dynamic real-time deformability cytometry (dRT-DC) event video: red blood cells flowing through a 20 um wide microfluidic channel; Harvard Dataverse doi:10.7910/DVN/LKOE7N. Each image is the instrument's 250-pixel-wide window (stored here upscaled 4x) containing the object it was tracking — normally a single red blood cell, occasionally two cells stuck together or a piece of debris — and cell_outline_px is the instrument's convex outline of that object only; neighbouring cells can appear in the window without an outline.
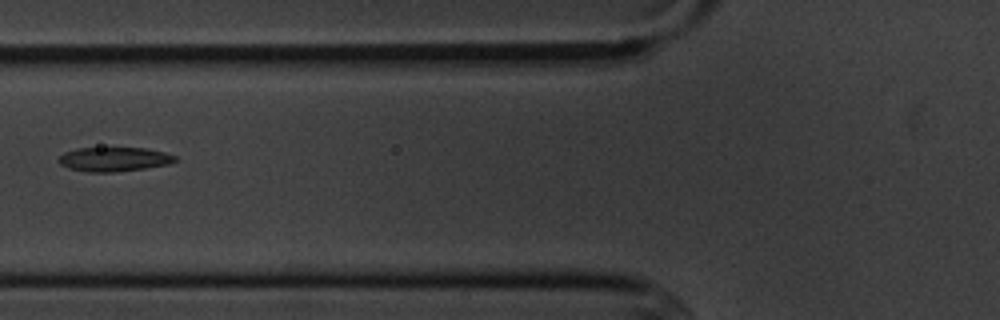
{"species": "common noctule bat (a hibernating species)", "species_latin": "Nyctalus noctula", "temperature_condition": "cold", "stored_images_in_passage": 16, "segment_of_instrument_passage": [1, 2], "camera_frame_rate_fps": 3000, "um_per_image_px": 0.085, "animal": {"sex": "male", "body_mass_g": 20.1, "forearm_length_mm": 53.5}, "frame": {"image": 1, "passage_image": 6, "time_ms": 6.667, "image_size_px": [1000, 320], "cell_outline_px": [[176, 160], [168, 164], [144, 168], [112, 172], [88, 172], [68, 168], [60, 164], [56, 160], [64, 152], [76, 148], [148, 148], [164, 152], [176, 156]], "centroid_in_image_um": [9.65, 13.53], "position_along_channel_um": 116.1, "area_um2": 16.42}}
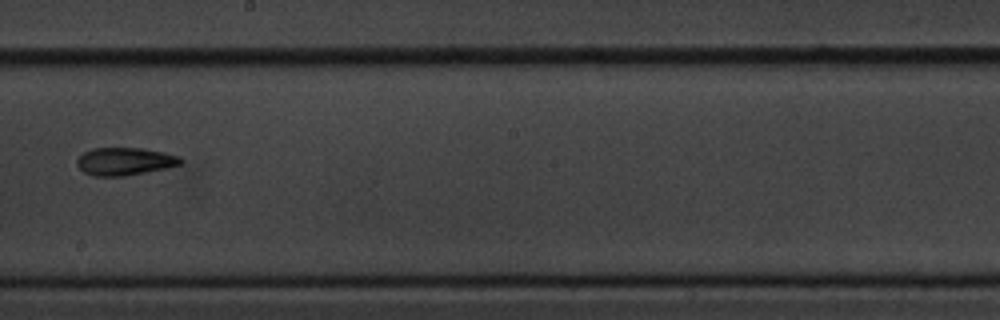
{"frame": {"image": 2, "passage_image": 9, "time_ms": 10.0, "image_size_px": [1000, 320], "cell_outline_px": [[184, 160], [180, 164], [168, 168], [124, 176], [96, 176], [84, 172], [76, 164], [76, 160], [84, 152], [92, 148], [144, 148], [164, 152], [180, 156]], "centroid_in_image_um": [10.63, 13.71], "position_along_channel_um": 237.6, "area_um2": 16.82}}
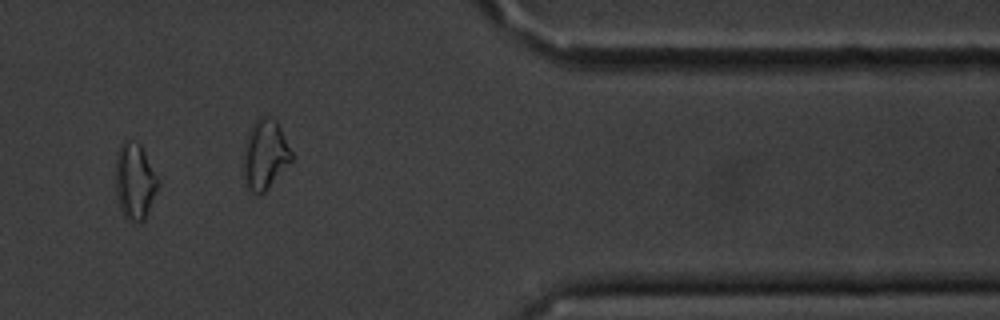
{"frame": {"image": 3, "passage_image": 13, "time_ms": 14.667, "image_size_px": [1000, 320], "cell_outline_px": [[160, 184], [148, 212], [144, 220], [132, 220], [124, 216], [120, 208], [116, 196], [116, 156], [120, 144], [128, 136], [136, 140], [140, 144], [160, 180]], "centroid_in_image_um": [11.46, 15.33], "position_along_channel_um": 399.9, "area_um2": 19.13}}